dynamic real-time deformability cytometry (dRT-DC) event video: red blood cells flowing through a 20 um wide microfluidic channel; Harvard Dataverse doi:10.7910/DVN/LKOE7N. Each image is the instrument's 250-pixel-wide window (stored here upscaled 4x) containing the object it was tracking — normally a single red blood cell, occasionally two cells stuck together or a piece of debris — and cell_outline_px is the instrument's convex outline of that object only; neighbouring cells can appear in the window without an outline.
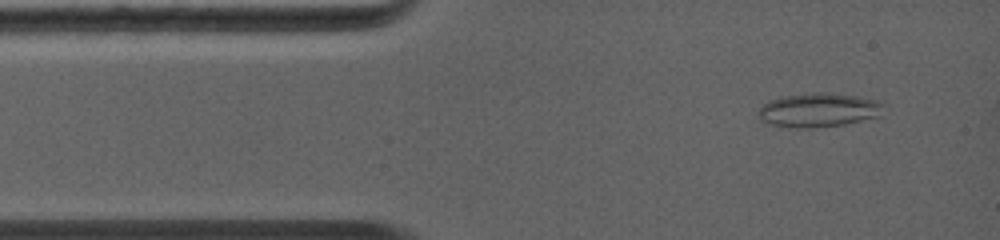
{"species": "common noctule bat (a hibernating species)", "species_latin": "Nyctalus noctula", "temperature_condition": "warm", "stored_images_in_passage": 82, "camera_frame_rate_fps": 5000, "um_per_image_px": 0.085, "animal": {"sex": "female", "body_mass_g": 19.0, "forearm_length_mm": 56.7}, "frame": {"image": 1, "passage_image": 4, "time_ms": 0.6, "image_size_px": [1000, 240], "cell_outline_px": [[884, 104], [880, 116], [844, 124], [816, 128], [788, 128], [772, 124], [760, 120], [756, 112], [768, 100], [780, 96], [816, 92], [828, 92], [856, 96], [880, 100]], "centroid_in_image_um": [69.56, 9.35], "position_along_channel_um": 15.4, "area_um2": 25.2}}
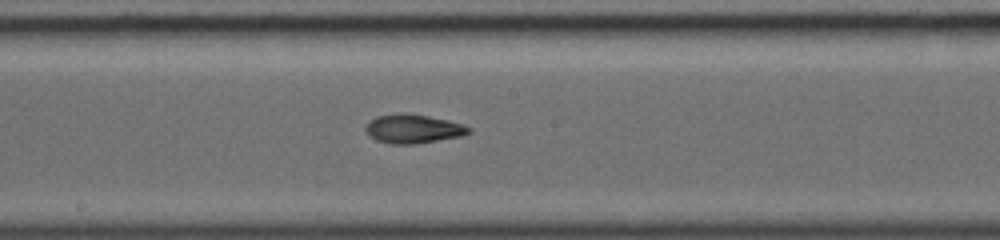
{"frame": {"image": 2, "passage_image": 48, "time_ms": 6.0, "image_size_px": [1000, 240], "cell_outline_px": [[472, 132], [460, 136], [416, 144], [392, 144], [376, 140], [364, 128], [368, 120], [376, 116], [428, 116], [448, 120], [464, 124], [472, 128]], "centroid_in_image_um": [35.17, 10.99], "position_along_channel_um": 213.0, "area_um2": 16.7}}
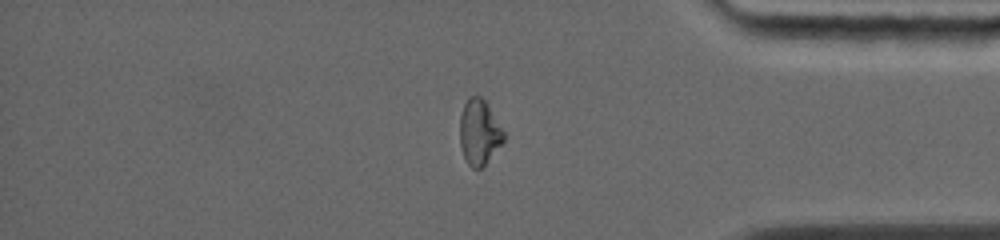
{"frame": {"image": 3, "passage_image": 70, "time_ms": 10.4, "image_size_px": [1000, 240], "cell_outline_px": [[504, 140], [484, 164], [480, 168], [472, 168], [468, 164], [464, 156], [460, 144], [460, 116], [464, 104], [468, 96], [480, 96], [484, 100], [504, 132]], "centroid_in_image_um": [40.7, 11.22], "position_along_channel_um": 394.5, "area_um2": 16.24}}